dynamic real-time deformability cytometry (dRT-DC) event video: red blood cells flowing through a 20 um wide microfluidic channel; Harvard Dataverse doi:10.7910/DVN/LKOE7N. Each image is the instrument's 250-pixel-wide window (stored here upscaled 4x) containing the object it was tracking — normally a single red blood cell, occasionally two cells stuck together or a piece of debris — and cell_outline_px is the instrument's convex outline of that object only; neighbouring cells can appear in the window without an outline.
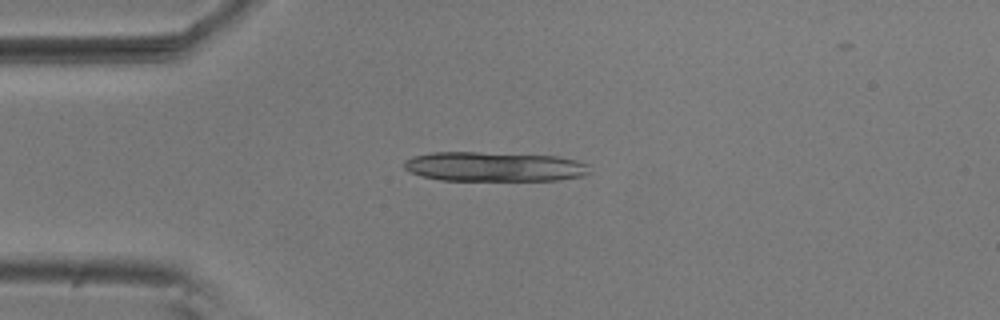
{"species": "common noctule bat (a hibernating species)", "species_latin": "Nyctalus noctula", "temperature_condition": "room temperature", "stored_images_in_passage": 28, "segment_of_instrument_passage": [1, 2], "camera_frame_rate_fps": 3000, "um_per_image_px": 0.085, "animal": {"sex": "male", "body_mass_g": 20.5, "forearm_length_mm": 52.5}, "frame": {"image": 1, "passage_image": 13, "time_ms": 4.0, "image_size_px": [1000, 320], "cell_outline_px": [[588, 172], [584, 176], [560, 180], [440, 180], [424, 176], [412, 172], [404, 168], [404, 160], [412, 156], [432, 152], [480, 152], [560, 156], [576, 160], [588, 164]], "centroid_in_image_um": [42.02, 14.16], "position_along_channel_um": 43.0, "area_um2": 32.02}}